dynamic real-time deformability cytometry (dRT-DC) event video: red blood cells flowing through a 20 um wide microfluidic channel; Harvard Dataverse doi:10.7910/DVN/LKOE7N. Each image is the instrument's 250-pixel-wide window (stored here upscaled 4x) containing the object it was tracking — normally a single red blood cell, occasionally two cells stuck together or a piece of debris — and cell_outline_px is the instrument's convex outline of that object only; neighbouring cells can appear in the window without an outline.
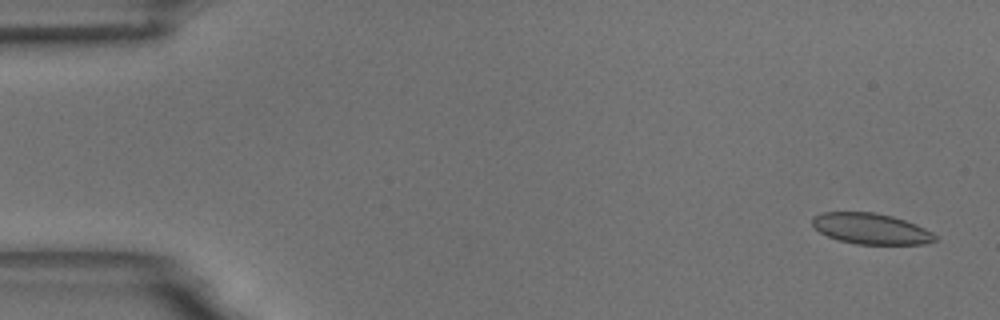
{"species": "common noctule bat (a hibernating species)", "species_latin": "Nyctalus noctula", "temperature_condition": "room temperature", "stored_images_in_passage": 54, "camera_frame_rate_fps": 3000, "um_per_image_px": 0.085, "animal": {"sex": "male", "body_mass_g": 18.8}, "frame": {"image": 1, "passage_image": 1, "time_ms": 0.0, "image_size_px": [1000, 320], "cell_outline_px": [[936, 240], [924, 244], [856, 244], [836, 240], [820, 232], [812, 224], [812, 216], [824, 212], [876, 212], [892, 216], [916, 224], [932, 232], [936, 236]], "centroid_in_image_um": [74.01, 19.44], "position_along_channel_um": 11.0, "area_um2": 22.08}}
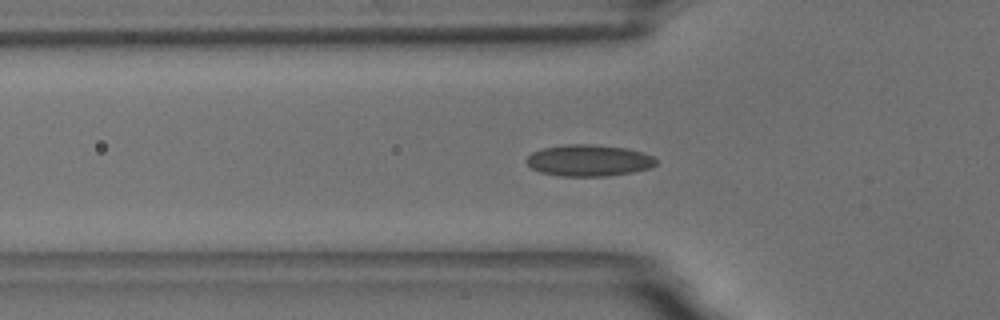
{"frame": {"image": 2, "passage_image": 17, "time_ms": 5.333, "image_size_px": [1000, 320], "cell_outline_px": [[656, 164], [648, 168], [632, 172], [608, 176], [560, 176], [540, 172], [532, 168], [524, 160], [532, 152], [540, 148], [568, 144], [592, 144], [628, 148], [652, 156], [656, 160]], "centroid_in_image_um": [50.0, 13.63], "position_along_channel_um": 75.8, "area_um2": 23.81}}
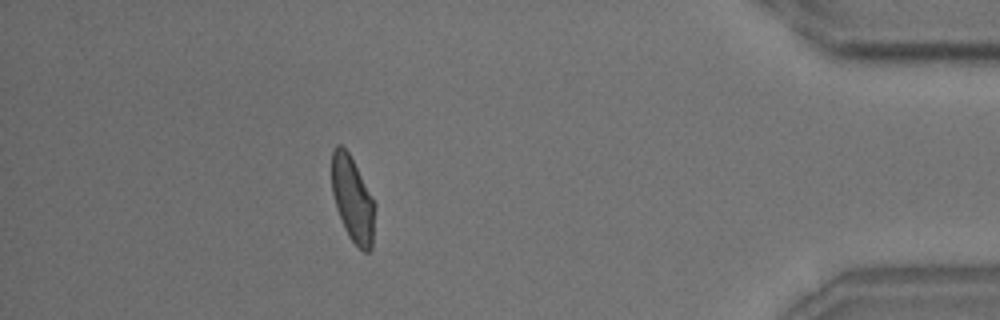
{"frame": {"image": 3, "passage_image": 48, "time_ms": 15.667, "image_size_px": [1000, 320], "cell_outline_px": [[372, 248], [368, 252], [364, 252], [348, 236], [336, 208], [332, 192], [332, 148], [336, 144], [340, 144], [348, 152], [372, 200]], "centroid_in_image_um": [29.9, 16.92], "position_along_channel_um": 405.3, "area_um2": 20.29}, "authors_computed_cell_mechanics": {"area_um2": 22.3975, "velocity_mm_per_s": 3.6343, "shape_relaxation_time_tau1_ms": 7.377, "shape_relaxation_time_tau2_ms": 1.1445, "deformation_change_tau1": 0.1516, "deformation_change_tau2": 0.0799}}